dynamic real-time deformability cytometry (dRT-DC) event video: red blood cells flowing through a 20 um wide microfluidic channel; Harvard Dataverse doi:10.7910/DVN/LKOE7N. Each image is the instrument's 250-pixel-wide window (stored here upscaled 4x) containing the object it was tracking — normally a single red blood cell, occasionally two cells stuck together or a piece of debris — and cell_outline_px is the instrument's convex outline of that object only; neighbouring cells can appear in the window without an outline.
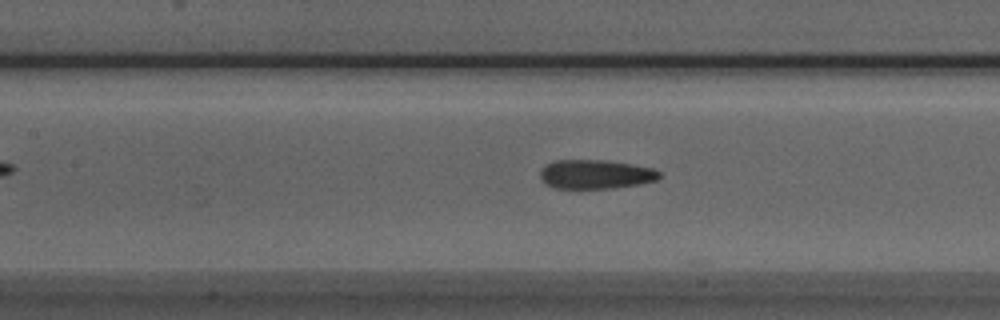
{"species": "Egyptian fruit bat (a non-hibernating species)", "species_latin": "Rousettus aegyptiacus", "temperature_condition": "room temperature", "stored_images_in_passage": 34, "camera_frame_rate_fps": 3000, "um_per_image_px": 0.085, "animal": {"sex": "male"}, "frame": {"image": 1, "passage_image": 11, "time_ms": 3.333, "image_size_px": [1000, 320], "cell_outline_px": [[660, 176], [656, 180], [636, 184], [612, 188], [552, 188], [544, 184], [540, 176], [540, 168], [556, 160], [604, 160], [632, 164], [652, 168], [660, 172]], "centroid_in_image_um": [50.57, 14.81], "position_along_channel_um": 156.8, "area_um2": 20.11}}
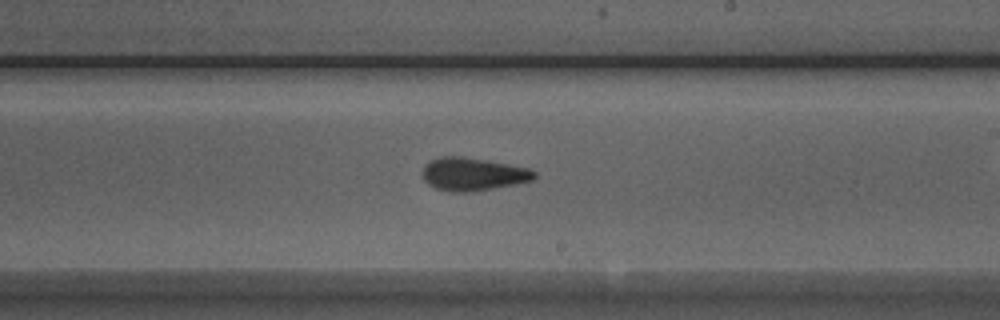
{"frame": {"image": 2, "passage_image": 18, "time_ms": 5.667, "image_size_px": [1000, 320], "cell_outline_px": [[536, 176], [532, 180], [516, 184], [468, 192], [448, 192], [436, 188], [428, 184], [424, 180], [424, 168], [432, 160], [440, 156], [460, 156], [484, 160], [528, 168], [536, 172]], "centroid_in_image_um": [40.2, 14.81], "position_along_channel_um": 248.8, "area_um2": 21.1}}
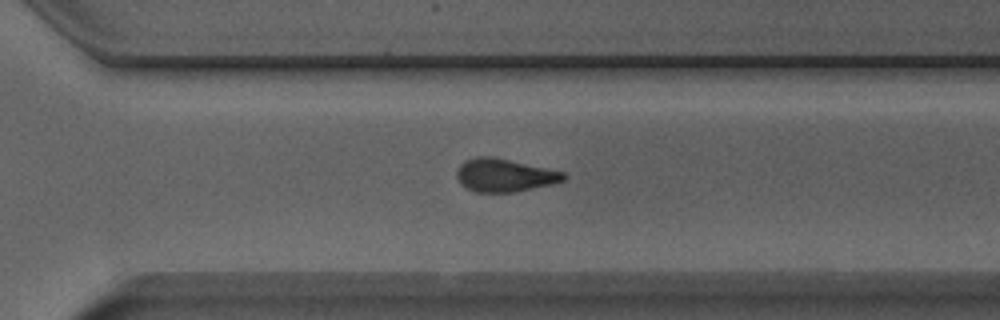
{"frame": {"image": 3, "passage_image": 24, "time_ms": 7.667, "image_size_px": [1000, 320], "cell_outline_px": [[568, 176], [564, 180], [552, 184], [512, 192], [476, 192], [460, 184], [456, 176], [456, 172], [460, 164], [476, 156], [492, 156], [564, 172]], "centroid_in_image_um": [42.87, 14.89], "position_along_channel_um": 327.7, "area_um2": 20.4}, "authors_computed_cell_mechanics": {"area_um2": 20.7502, "velocity_mm_per_s": 3.9531, "shape_relaxation_time_tau1_ms": 4.0758, "shape_relaxation_time_tau2_ms": 1.9885, "deformation_change_tau1": 0.158, "deformation_change_tau2": 0.1022}}